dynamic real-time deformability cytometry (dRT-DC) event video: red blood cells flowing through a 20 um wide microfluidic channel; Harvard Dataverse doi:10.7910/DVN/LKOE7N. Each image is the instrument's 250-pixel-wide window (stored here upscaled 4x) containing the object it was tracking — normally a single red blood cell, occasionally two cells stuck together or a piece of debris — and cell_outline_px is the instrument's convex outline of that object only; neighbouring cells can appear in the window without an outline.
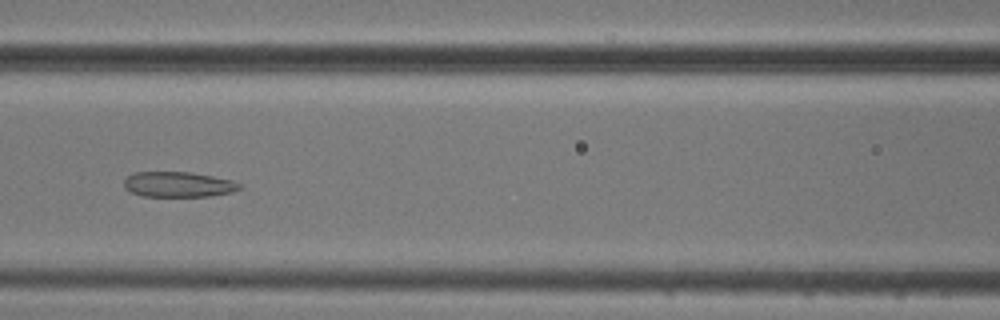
{"species": "common noctule bat (a hibernating species)", "species_latin": "Nyctalus noctula", "temperature_condition": "cold", "stored_images_in_passage": 8, "camera_frame_rate_fps": 3000, "um_per_image_px": 0.085, "animal": {"sex": "male", "body_mass_g": 20.5, "forearm_length_mm": 52.5}, "frame": {"image": 1, "passage_image": 6, "time_ms": 6.667, "image_size_px": [1000, 320], "cell_outline_px": [[244, 188], [232, 192], [208, 196], [140, 196], [124, 188], [124, 180], [128, 176], [136, 172], [188, 172], [212, 176], [232, 180], [240, 184]], "centroid_in_image_um": [15.16, 15.68], "position_along_channel_um": 151.4, "area_um2": 16.99}}
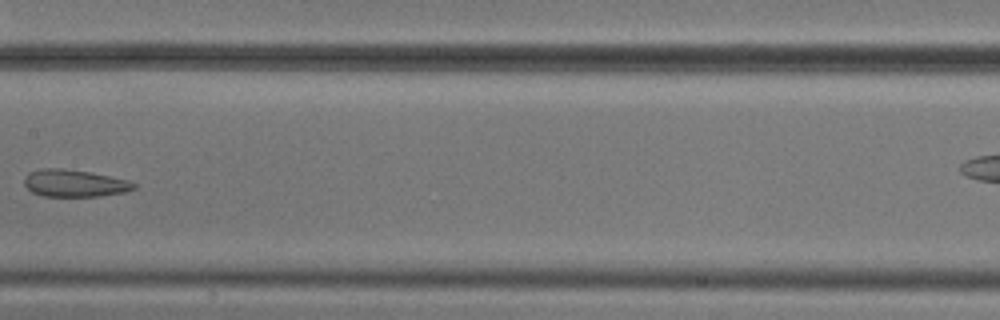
{"frame": {"image": 2, "passage_image": 7, "time_ms": 8.0, "image_size_px": [1000, 320], "cell_outline_px": [[136, 188], [124, 192], [100, 196], [40, 196], [32, 192], [24, 184], [24, 176], [28, 172], [40, 168], [64, 168], [92, 172], [128, 180], [136, 184]], "centroid_in_image_um": [6.3, 15.56], "position_along_channel_um": 201.1, "area_um2": 17.57}}
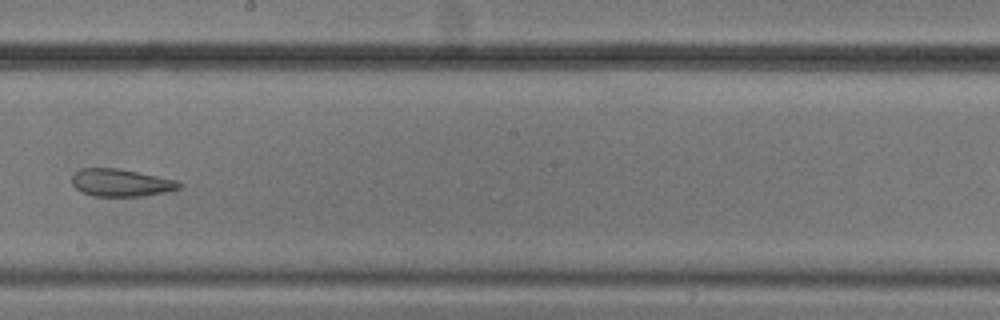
{"frame": {"image": 3, "passage_image": 8, "time_ms": 9.0, "image_size_px": [1000, 320], "cell_outline_px": [[184, 184], [180, 188], [164, 192], [140, 196], [92, 196], [80, 192], [72, 184], [72, 176], [80, 168], [120, 168], [180, 180]], "centroid_in_image_um": [10.31, 15.52], "position_along_channel_um": 237.9, "area_um2": 17.46}}